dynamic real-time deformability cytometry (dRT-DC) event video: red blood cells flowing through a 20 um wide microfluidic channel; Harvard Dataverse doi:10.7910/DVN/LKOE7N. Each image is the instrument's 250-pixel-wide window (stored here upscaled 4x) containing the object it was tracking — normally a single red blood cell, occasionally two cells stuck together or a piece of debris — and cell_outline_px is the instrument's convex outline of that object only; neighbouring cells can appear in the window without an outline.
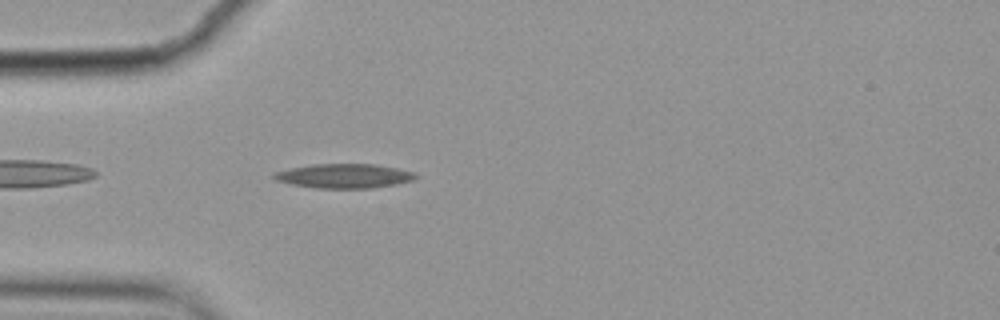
{"species": "common noctule bat (a hibernating species)", "species_latin": "Nyctalus noctula", "temperature_condition": "cold", "stored_images_in_passage": 3, "camera_frame_rate_fps": 3000, "um_per_image_px": 0.085, "animal": {"sex": "female", "body_mass_g": 19.9}, "frame": {"image": 1, "passage_image": 3, "time_ms": 0.667, "image_size_px": [1000, 320], "cell_outline_px": [[420, 176], [412, 180], [396, 184], [372, 188], [316, 188], [292, 184], [276, 180], [272, 176], [276, 172], [292, 168], [312, 164], [376, 164], [396, 168], [412, 172]], "centroid_in_image_um": [29.28, 14.95], "position_along_channel_um": 55.7, "area_um2": 19.88}}